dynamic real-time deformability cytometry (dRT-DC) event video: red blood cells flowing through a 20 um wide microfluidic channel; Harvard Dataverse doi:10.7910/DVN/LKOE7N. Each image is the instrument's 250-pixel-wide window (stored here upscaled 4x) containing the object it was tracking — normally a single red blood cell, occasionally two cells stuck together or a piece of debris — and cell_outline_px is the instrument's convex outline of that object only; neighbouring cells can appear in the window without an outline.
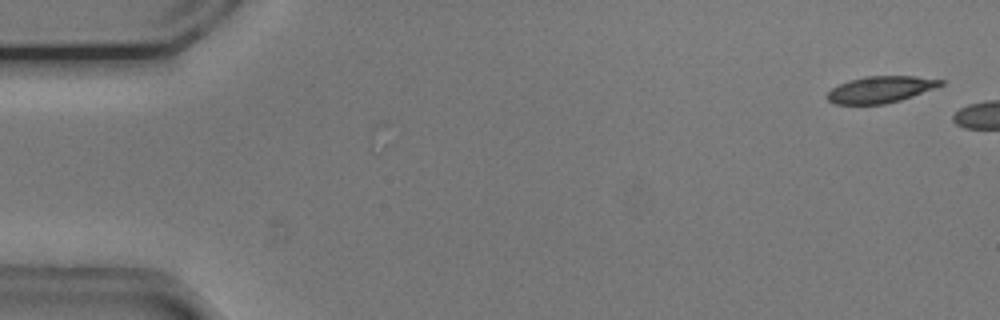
{"species": "common noctule bat (a hibernating species)", "species_latin": "Nyctalus noctula", "temperature_condition": "cold", "stored_images_in_passage": 3, "camera_frame_rate_fps": 3000, "um_per_image_px": 0.085, "animal": {"sex": "male", "body_mass_g": 20.5, "forearm_length_mm": 52.5}, "frame": {"image": 1, "passage_image": 1, "time_ms": 0.0, "image_size_px": [1000, 320], "cell_outline_px": [[944, 84], [912, 96], [900, 100], [884, 104], [836, 104], [828, 100], [824, 96], [832, 88], [848, 80], [864, 76], [916, 76], [944, 80]], "centroid_in_image_um": [74.81, 7.6], "position_along_channel_um": 10.2, "area_um2": 17.51}}